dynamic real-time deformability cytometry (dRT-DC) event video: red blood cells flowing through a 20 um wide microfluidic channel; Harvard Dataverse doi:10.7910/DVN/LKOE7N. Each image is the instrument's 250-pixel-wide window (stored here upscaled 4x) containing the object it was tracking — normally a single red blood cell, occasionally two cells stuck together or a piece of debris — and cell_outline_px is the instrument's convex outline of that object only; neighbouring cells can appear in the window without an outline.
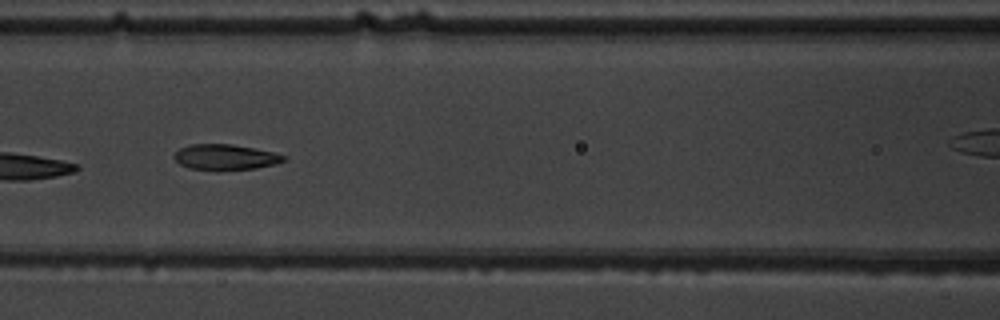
{"species": "common noctule bat (a hibernating species)", "species_latin": "Nyctalus noctula", "temperature_condition": "warm", "stored_images_in_passage": 10, "camera_frame_rate_fps": 3000, "um_per_image_px": 0.085, "animal": {"sex": "male", "body_mass_g": 19.5, "forearm_length_mm": 54.6}, "frame": {"image": 1, "passage_image": 6, "time_ms": 5.667, "image_size_px": [1000, 320], "cell_outline_px": [[288, 160], [276, 164], [256, 168], [216, 172], [188, 168], [180, 164], [172, 156], [180, 148], [192, 144], [232, 144], [272, 152], [288, 156]], "centroid_in_image_um": [19.16, 13.39], "position_along_channel_um": 147.4, "area_um2": 16.76}}
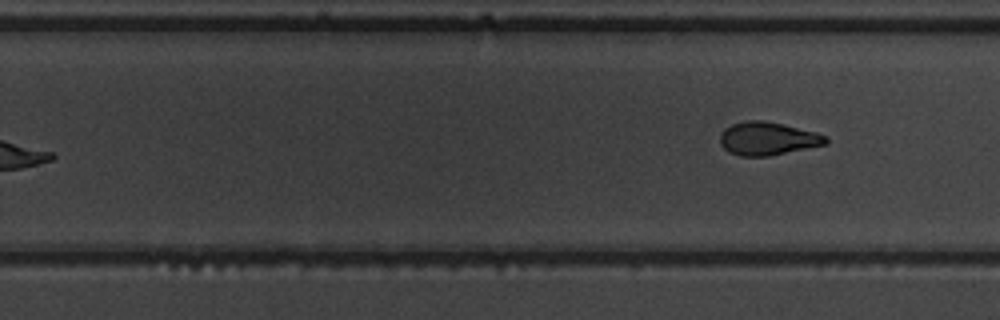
{"frame": {"image": 2, "passage_image": 10, "time_ms": 10.333, "image_size_px": [1000, 320], "cell_outline_px": [[828, 144], [768, 156], [740, 156], [728, 152], [720, 144], [720, 132], [724, 128], [732, 124], [744, 120], [764, 120], [816, 132], [828, 136]], "centroid_in_image_um": [65.24, 11.78], "position_along_channel_um": 264.6, "area_um2": 20.58}}